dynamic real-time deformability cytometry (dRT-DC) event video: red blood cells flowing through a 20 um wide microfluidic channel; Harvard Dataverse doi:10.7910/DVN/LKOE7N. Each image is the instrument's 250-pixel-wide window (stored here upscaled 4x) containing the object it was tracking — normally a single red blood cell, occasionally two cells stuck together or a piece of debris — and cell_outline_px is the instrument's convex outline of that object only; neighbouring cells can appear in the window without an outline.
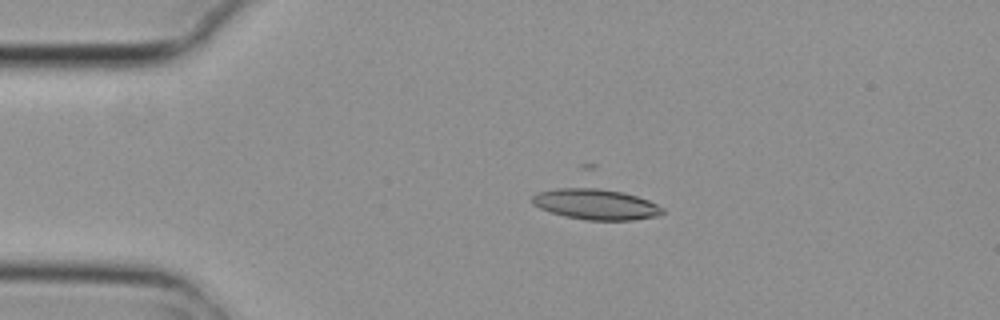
{"species": "common noctule bat (a hibernating species)", "species_latin": "Nyctalus noctula", "temperature_condition": "cold", "stored_images_in_passage": 2, "camera_frame_rate_fps": 3000, "um_per_image_px": 0.085, "animal": {"sex": "female", "body_mass_g": 29.2, "forearm_length_mm": 56.3}, "frame": {"image": 1, "passage_image": 1, "time_ms": 0.0, "image_size_px": [1000, 320], "cell_outline_px": [[664, 212], [656, 216], [632, 220], [584, 220], [564, 216], [540, 208], [532, 204], [532, 196], [536, 192], [556, 188], [584, 184], [592, 184], [636, 196], [648, 200], [664, 208]], "centroid_in_image_um": [50.58, 17.3], "position_along_channel_um": 34.4, "area_um2": 24.16}}